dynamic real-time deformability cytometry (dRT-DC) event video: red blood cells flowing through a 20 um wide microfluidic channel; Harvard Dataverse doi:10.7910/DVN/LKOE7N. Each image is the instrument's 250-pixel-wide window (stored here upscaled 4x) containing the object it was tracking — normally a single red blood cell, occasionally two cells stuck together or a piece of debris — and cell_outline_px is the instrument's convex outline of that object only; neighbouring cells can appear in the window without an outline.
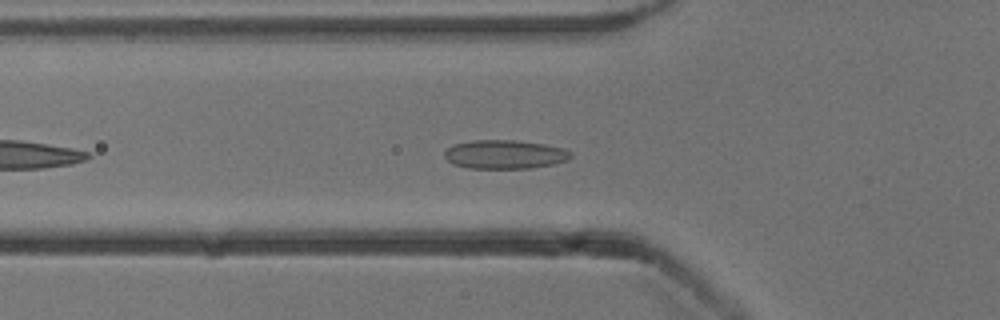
{"species": "common noctule bat (a hibernating species)", "species_latin": "Nyctalus noctula", "temperature_condition": "cold", "stored_images_in_passage": 18, "camera_frame_rate_fps": 3000, "um_per_image_px": 0.085, "animal": {"sex": "male", "body_mass_g": 13.3}, "frame": {"image": 1, "passage_image": 7, "time_ms": 2.0, "image_size_px": [1000, 320], "cell_outline_px": [[572, 156], [568, 160], [552, 164], [532, 168], [468, 168], [452, 164], [444, 156], [444, 152], [452, 144], [472, 140], [516, 140], [544, 144], [564, 148], [572, 152]], "centroid_in_image_um": [42.9, 13.12], "position_along_channel_um": 82.9, "area_um2": 21.33}}
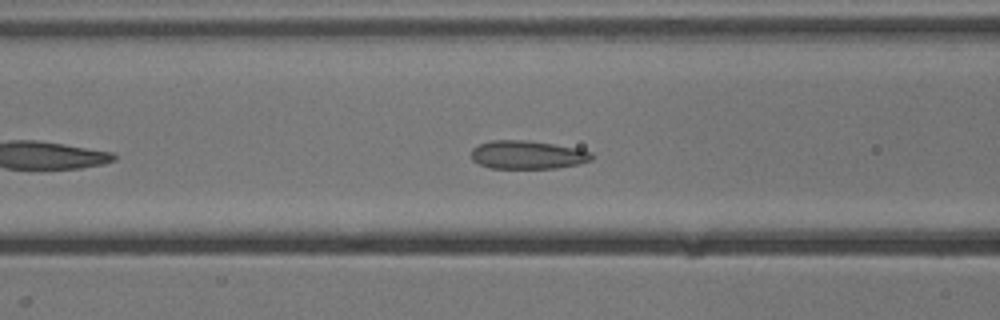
{"frame": {"image": 2, "passage_image": 10, "time_ms": 3.0, "image_size_px": [1000, 320], "cell_outline_px": [[592, 160], [580, 164], [556, 168], [488, 168], [472, 160], [472, 148], [480, 144], [492, 140], [528, 140], [576, 148], [592, 152]], "centroid_in_image_um": [44.84, 13.16], "position_along_channel_um": 121.8, "area_um2": 19.88}}
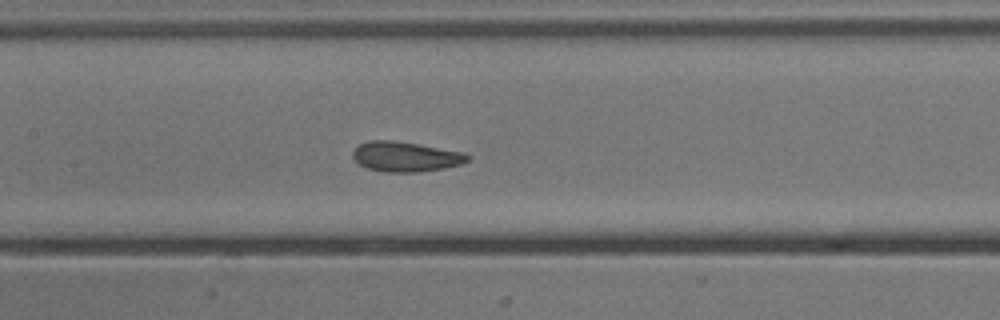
{"frame": {"image": 3, "passage_image": 14, "time_ms": 4.333, "image_size_px": [1000, 320], "cell_outline_px": [[472, 156], [468, 160], [460, 164], [444, 168], [420, 172], [384, 172], [368, 168], [360, 164], [352, 156], [352, 152], [360, 144], [368, 140], [392, 140], [464, 152]], "centroid_in_image_um": [34.48, 13.32], "position_along_channel_um": 172.9, "area_um2": 19.94}}